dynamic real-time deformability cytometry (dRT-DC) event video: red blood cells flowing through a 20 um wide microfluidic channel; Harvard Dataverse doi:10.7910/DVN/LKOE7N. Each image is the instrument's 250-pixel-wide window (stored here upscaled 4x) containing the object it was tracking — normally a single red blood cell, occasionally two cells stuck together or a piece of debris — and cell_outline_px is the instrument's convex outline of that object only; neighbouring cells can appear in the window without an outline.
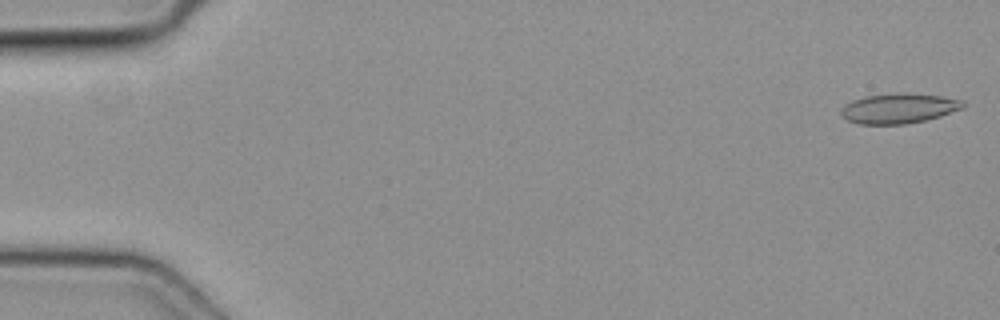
{"species": "common noctule bat (a hibernating species)", "species_latin": "Nyctalus noctula", "temperature_condition": "cold", "stored_images_in_passage": 12, "camera_frame_rate_fps": 3000, "um_per_image_px": 0.085, "animal": {"sex": "female", "body_mass_g": 19.3, "forearm_length_mm": 54.1}, "frame": {"image": 1, "passage_image": 1, "time_ms": 0.0, "image_size_px": [1000, 320], "cell_outline_px": [[964, 108], [940, 116], [924, 120], [904, 124], [860, 124], [848, 120], [840, 112], [840, 108], [844, 104], [852, 100], [864, 96], [940, 96], [964, 100]], "centroid_in_image_um": [76.37, 9.26], "position_along_channel_um": 8.6, "area_um2": 20.23}}